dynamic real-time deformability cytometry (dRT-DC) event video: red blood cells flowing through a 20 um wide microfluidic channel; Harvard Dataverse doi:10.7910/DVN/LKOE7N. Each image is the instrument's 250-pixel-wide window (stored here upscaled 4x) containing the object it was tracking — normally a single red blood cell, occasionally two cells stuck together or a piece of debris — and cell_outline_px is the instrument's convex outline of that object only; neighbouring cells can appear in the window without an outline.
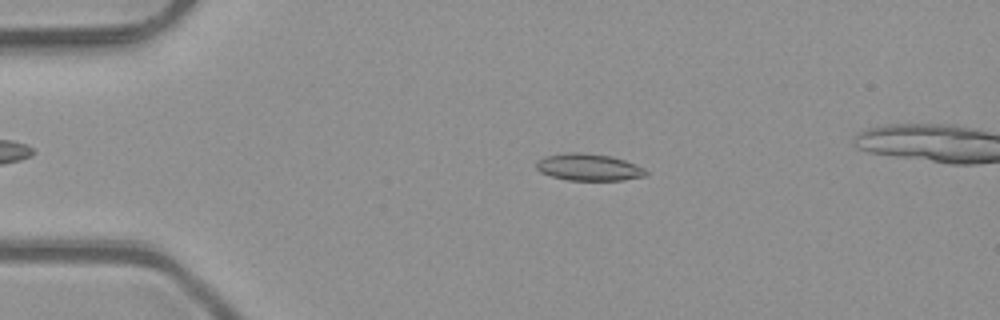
{"species": "common noctule bat (a hibernating species)", "species_latin": "Nyctalus noctula", "temperature_condition": "room temperature", "stored_images_in_passage": 49, "camera_frame_rate_fps": 3000, "um_per_image_px": 0.085, "animal": {"sex": "male", "body_mass_g": 23.1, "forearm_length_mm": 52.7}, "frame": {"image": 1, "passage_image": 11, "time_ms": 3.333, "image_size_px": [1000, 320], "cell_outline_px": [[648, 172], [644, 176], [624, 180], [568, 180], [552, 176], [540, 172], [536, 168], [536, 160], [544, 156], [568, 152], [576, 152], [612, 156], [624, 160], [644, 168]], "centroid_in_image_um": [50.01, 14.21], "position_along_channel_um": 35.0, "area_um2": 17.17}}
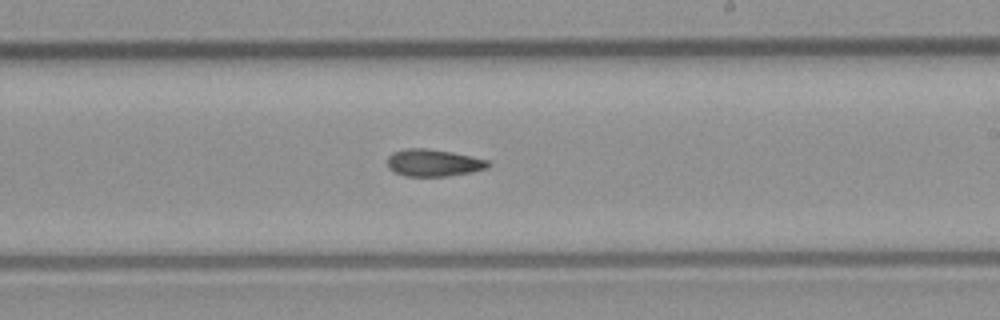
{"frame": {"image": 2, "passage_image": 30, "time_ms": 9.667, "image_size_px": [1000, 320], "cell_outline_px": [[492, 164], [488, 168], [472, 172], [448, 176], [404, 176], [388, 168], [388, 156], [392, 152], [404, 148], [424, 148], [452, 152], [488, 160]], "centroid_in_image_um": [36.85, 13.84], "position_along_channel_um": 252.1, "area_um2": 16.01}}
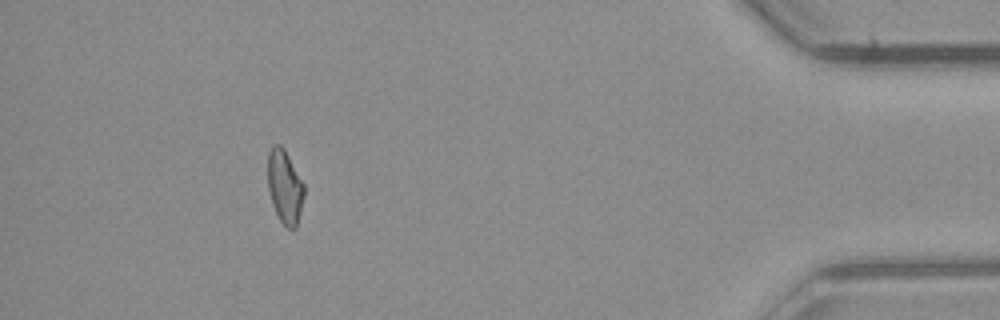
{"frame": {"image": 3, "passage_image": 46, "time_ms": 15.0, "image_size_px": [1000, 320], "cell_outline_px": [[304, 196], [296, 228], [288, 228], [280, 220], [272, 204], [268, 188], [268, 152], [272, 144], [280, 144], [284, 148], [304, 184]], "centroid_in_image_um": [24.2, 15.84], "position_along_channel_um": 411.0, "area_um2": 15.49}}